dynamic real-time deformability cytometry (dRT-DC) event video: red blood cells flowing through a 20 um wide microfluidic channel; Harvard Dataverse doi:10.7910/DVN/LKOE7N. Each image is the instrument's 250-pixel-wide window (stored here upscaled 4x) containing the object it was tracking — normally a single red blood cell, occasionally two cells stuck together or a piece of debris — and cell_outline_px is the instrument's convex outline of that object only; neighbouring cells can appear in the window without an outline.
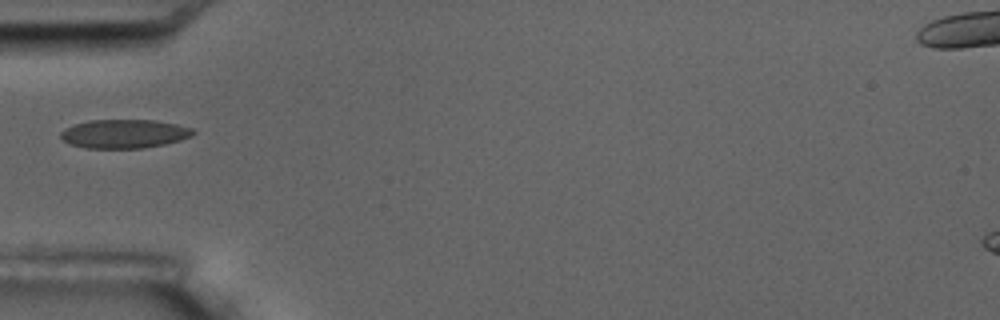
{"species": "common noctule bat (a hibernating species)", "species_latin": "Nyctalus noctula", "temperature_condition": "room temperature", "stored_images_in_passage": 1, "camera_frame_rate_fps": 3000, "um_per_image_px": 0.085, "animal": {"sex": "male", "body_mass_g": 17.5, "forearm_length_mm": 52.3}, "frame": {"image": 1, "passage_image": 1, "time_ms": 0.0, "image_size_px": [1000, 320], "cell_outline_px": [[196, 132], [192, 136], [180, 140], [164, 144], [144, 148], [84, 148], [72, 144], [64, 140], [60, 136], [60, 132], [64, 128], [88, 120], [156, 120], [176, 124], [192, 128]], "centroid_in_image_um": [10.57, 11.37], "position_along_channel_um": 74.4, "area_um2": 22.2}}